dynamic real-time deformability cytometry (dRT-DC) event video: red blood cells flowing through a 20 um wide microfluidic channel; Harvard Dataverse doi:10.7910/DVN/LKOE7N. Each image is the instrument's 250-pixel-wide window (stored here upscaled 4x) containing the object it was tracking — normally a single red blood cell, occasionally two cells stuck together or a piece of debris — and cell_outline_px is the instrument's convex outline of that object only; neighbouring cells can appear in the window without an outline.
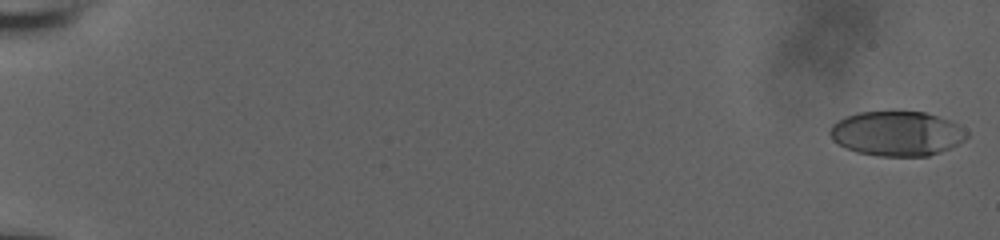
{"species": "human", "species_latin": "Homo sapiens", "temperature_condition": "room temperature", "stored_images_in_passage": 57, "camera_frame_rate_fps": 3000, "um_per_image_px": 0.085, "donor": {"sex": "male"}, "frame": {"image": 1, "passage_image": 1, "time_ms": 0.0, "image_size_px": [1000, 240], "cell_outline_px": [[968, 136], [964, 140], [940, 152], [928, 156], [880, 156], [856, 152], [832, 140], [828, 132], [832, 124], [848, 116], [860, 112], [924, 112], [952, 120], [968, 132]], "centroid_in_image_um": [76.25, 11.35], "position_along_channel_um": 8.8, "area_um2": 35.43}}
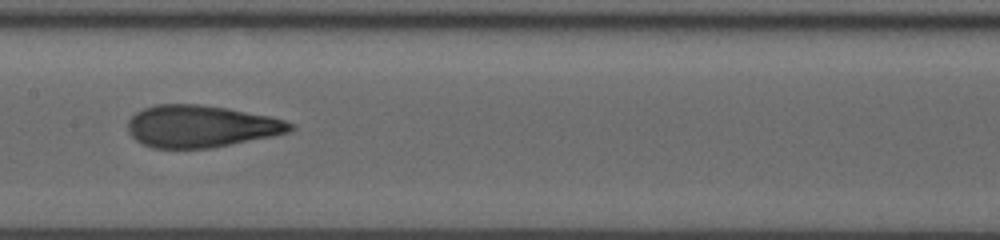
{"frame": {"image": 2, "passage_image": 32, "time_ms": 10.333, "image_size_px": [1000, 240], "cell_outline_px": [[296, 128], [292, 132], [212, 148], [152, 148], [136, 140], [128, 132], [128, 120], [136, 112], [144, 108], [156, 104], [200, 104], [228, 108], [272, 116], [296, 124]], "centroid_in_image_um": [17.13, 10.73], "position_along_channel_um": 190.3, "area_um2": 40.17}}
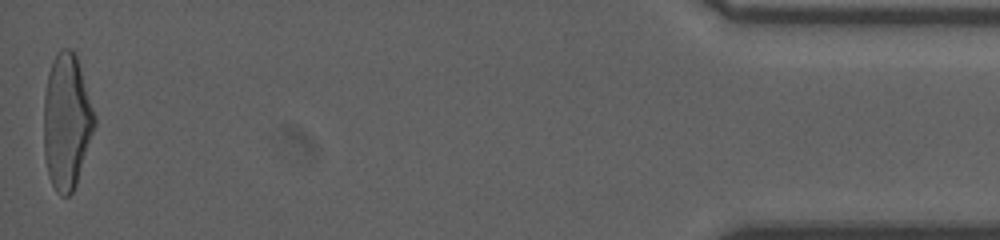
{"frame": {"image": 3, "passage_image": 57, "time_ms": 18.667, "image_size_px": [1000, 240], "cell_outline_px": [[96, 124], [76, 184], [72, 192], [68, 196], [60, 196], [56, 192], [52, 184], [48, 172], [44, 156], [44, 96], [48, 72], [52, 60], [60, 48], [72, 48], [76, 52], [96, 116]], "centroid_in_image_um": [5.67, 10.28], "position_along_channel_um": 429.5, "area_um2": 40.34}, "authors_computed_cell_mechanics": {"area_um2": 38.7838, "velocity_mm_per_s": 3.8643, "shape_relaxation_time_tau1_ms": 6.5417, "shape_relaxation_time_tau2_ms": 1.1592, "deformation_change_tau1": 0.2457, "deformation_change_tau2": 0.0926}}